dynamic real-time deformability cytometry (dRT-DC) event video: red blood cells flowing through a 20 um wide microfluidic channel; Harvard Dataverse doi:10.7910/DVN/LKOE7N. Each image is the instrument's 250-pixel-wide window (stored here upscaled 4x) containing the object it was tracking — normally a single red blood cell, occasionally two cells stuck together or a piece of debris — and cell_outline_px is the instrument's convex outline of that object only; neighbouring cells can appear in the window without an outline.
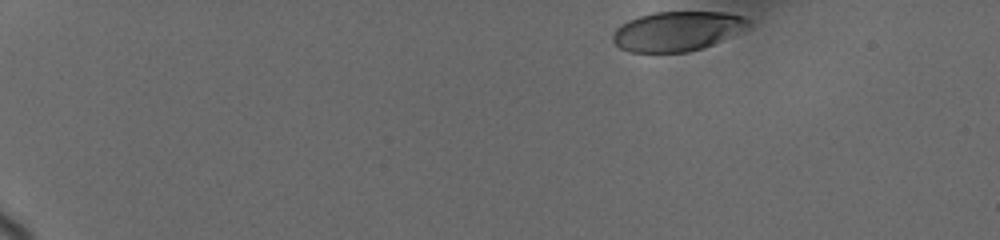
{"species": "human", "species_latin": "Homo sapiens", "temperature_condition": "cold", "stored_images_in_passage": 36, "camera_frame_rate_fps": 3000, "um_per_image_px": 0.085, "donor": {"sex": "female"}, "frame": {"image": 1, "passage_image": 1, "time_ms": 0.0, "image_size_px": [1000, 240], "cell_outline_px": [[748, 24], [720, 40], [712, 44], [688, 52], [628, 52], [620, 48], [612, 40], [612, 36], [616, 28], [620, 24], [628, 20], [640, 16], [656, 12], [724, 12], [744, 16], [748, 20]], "centroid_in_image_um": [57.45, 2.64], "position_along_channel_um": 27.6, "area_um2": 30.63}}
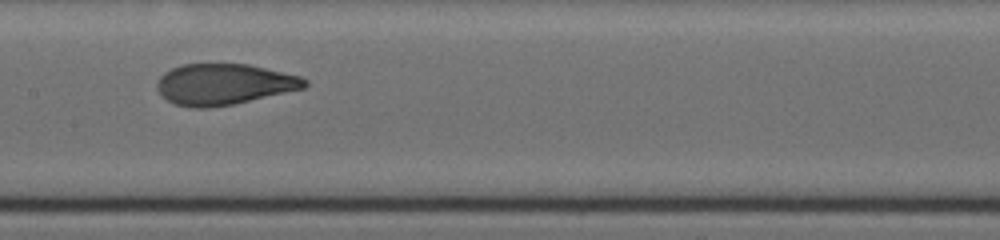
{"frame": {"image": 2, "passage_image": 20, "time_ms": 7.667, "image_size_px": [1000, 240], "cell_outline_px": [[308, 84], [304, 88], [232, 104], [204, 108], [192, 108], [176, 104], [168, 100], [160, 92], [156, 84], [160, 76], [164, 72], [180, 64], [248, 64], [300, 76], [308, 80]], "centroid_in_image_um": [19.03, 7.15], "position_along_channel_um": 188.4, "area_um2": 34.91}}
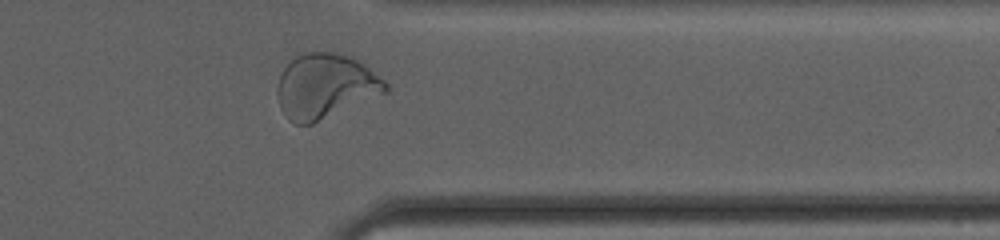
{"frame": {"image": 3, "passage_image": 34, "time_ms": 13.0, "image_size_px": [1000, 240], "cell_outline_px": [[388, 92], [312, 124], [296, 124], [288, 120], [280, 108], [276, 92], [276, 88], [280, 76], [284, 68], [296, 56], [304, 52], [332, 52], [352, 56], [364, 64], [384, 80], [388, 84]], "centroid_in_image_um": [27.65, 7.33], "position_along_channel_um": 383.8, "area_um2": 40.92}, "authors_computed_cell_mechanics": {"area_um2": 34.9979, "velocity_mm_per_s": 3.6978, "shape_relaxation_time_tau1_ms": 4.0318, "shape_relaxation_time_tau2_ms": null, "deformation_change_tau1": 0.1898, "deformation_change_tau2": null}}